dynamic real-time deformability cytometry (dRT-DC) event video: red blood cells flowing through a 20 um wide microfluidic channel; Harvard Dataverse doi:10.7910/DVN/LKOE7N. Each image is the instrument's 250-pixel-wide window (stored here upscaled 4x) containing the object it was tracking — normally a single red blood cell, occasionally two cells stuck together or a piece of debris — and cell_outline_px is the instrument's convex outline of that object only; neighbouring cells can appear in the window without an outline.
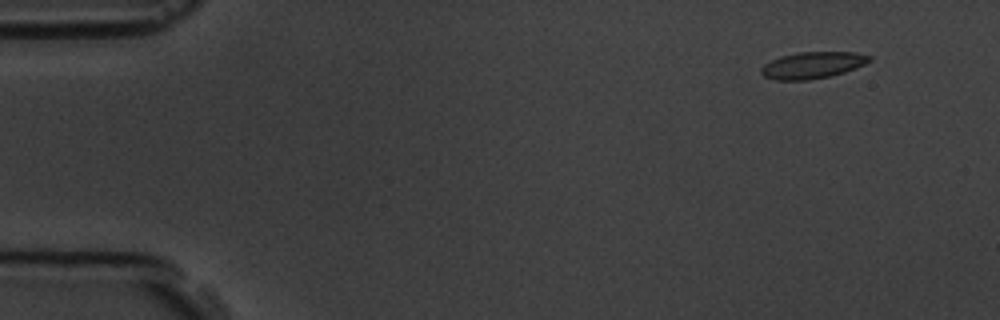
{"species": "common noctule bat (a hibernating species)", "species_latin": "Nyctalus noctula", "temperature_condition": "room temperature", "stored_images_in_passage": 2, "camera_frame_rate_fps": 3000, "um_per_image_px": 0.085, "animal": {"sex": "male", "body_mass_g": 19.5, "forearm_length_mm": 54.6}, "frame": {"image": 1, "passage_image": 1, "time_ms": 0.0, "image_size_px": [1000, 320], "cell_outline_px": [[872, 60], [856, 68], [844, 72], [828, 76], [808, 80], [776, 80], [764, 76], [760, 72], [760, 68], [764, 64], [780, 56], [800, 52], [856, 52], [872, 56]], "centroid_in_image_um": [69.07, 5.53], "position_along_channel_um": 15.9, "area_um2": 16.76}}